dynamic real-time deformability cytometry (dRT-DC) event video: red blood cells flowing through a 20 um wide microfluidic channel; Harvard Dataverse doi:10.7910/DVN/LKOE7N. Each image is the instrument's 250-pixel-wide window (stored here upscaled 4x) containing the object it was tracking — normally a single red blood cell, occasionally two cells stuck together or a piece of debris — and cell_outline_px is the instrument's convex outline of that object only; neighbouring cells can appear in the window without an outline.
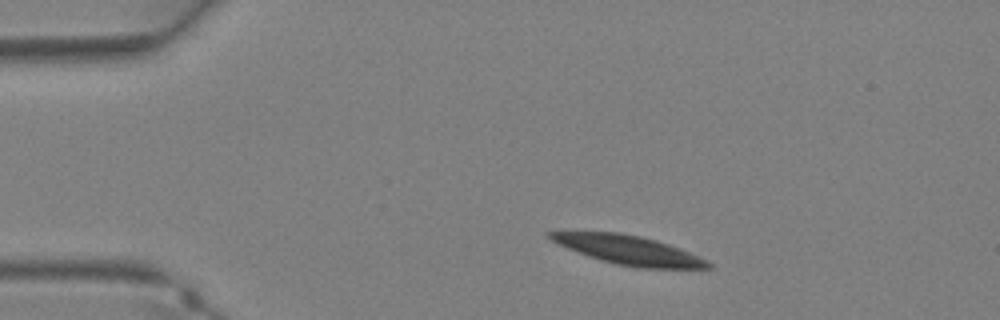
{"species": "Egyptian fruit bat (a non-hibernating species)", "species_latin": "Rousettus aegyptiacus", "temperature_condition": "warm", "stored_images_in_passage": 33, "camera_frame_rate_fps": 3000, "um_per_image_px": 0.085, "animal": {"sex": "female"}, "frame": {"image": 1, "passage_image": 1, "time_ms": 0.0, "image_size_px": [1000, 320], "cell_outline_px": [[712, 268], [636, 268], [616, 264], [600, 260], [588, 256], [568, 248], [552, 240], [544, 232], [616, 232], [640, 236], [656, 240], [668, 244], [708, 260], [712, 264]], "centroid_in_image_um": [53.45, 21.26], "position_along_channel_um": 31.5, "area_um2": 26.36}}
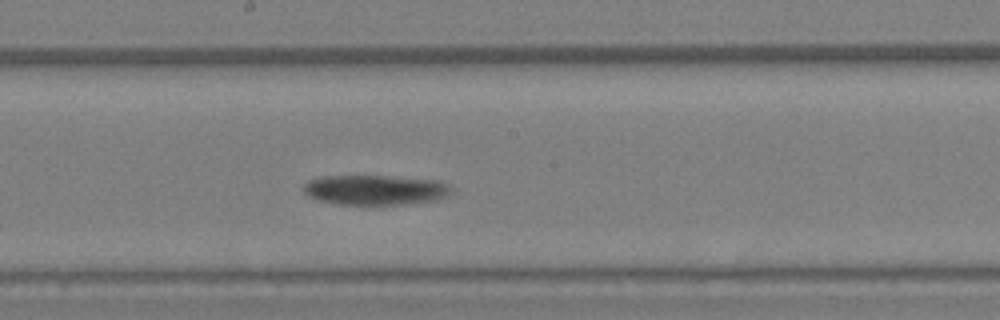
{"frame": {"image": 2, "passage_image": 15, "time_ms": 4.667, "image_size_px": [1000, 320], "cell_outline_px": [[452, 192], [448, 196], [432, 200], [404, 204], [340, 204], [320, 200], [308, 196], [304, 192], [304, 184], [308, 180], [324, 176], [388, 176], [436, 180], [448, 184], [452, 188]], "centroid_in_image_um": [31.9, 16.13], "position_along_channel_um": 216.3, "area_um2": 25.55}}
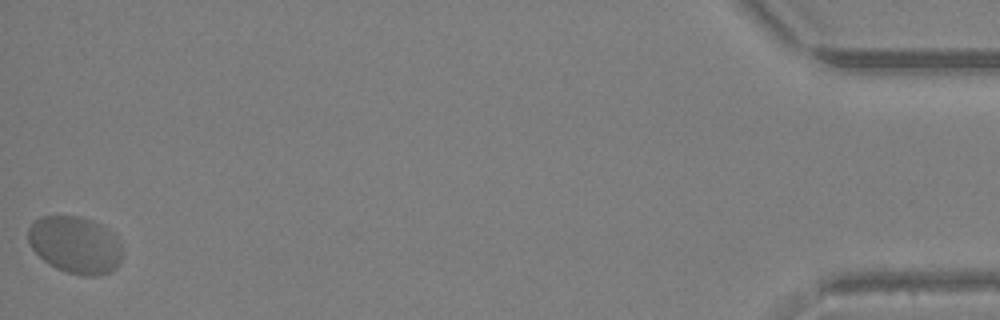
{"frame": {"image": 3, "passage_image": 33, "time_ms": 10.667, "image_size_px": [1000, 320], "cell_outline_px": [[124, 252], [116, 268], [108, 272], [96, 276], [80, 276], [56, 268], [44, 260], [32, 248], [28, 240], [28, 228], [32, 220], [40, 216], [76, 216], [92, 220], [100, 224], [112, 232], [120, 240]], "centroid_in_image_um": [6.41, 20.8], "position_along_channel_um": 428.8, "area_um2": 31.62}}